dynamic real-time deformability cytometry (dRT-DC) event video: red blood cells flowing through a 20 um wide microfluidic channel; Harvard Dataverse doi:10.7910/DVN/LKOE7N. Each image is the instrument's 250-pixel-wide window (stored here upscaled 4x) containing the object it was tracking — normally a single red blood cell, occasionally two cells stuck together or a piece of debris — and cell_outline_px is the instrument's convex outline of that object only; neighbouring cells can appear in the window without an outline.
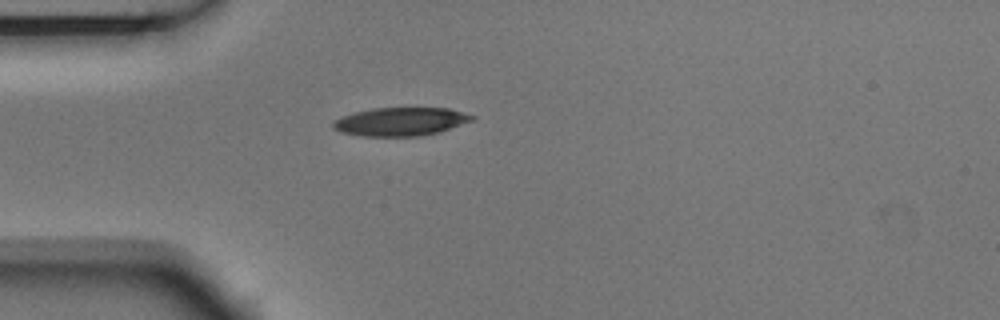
{"species": "Egyptian fruit bat (a non-hibernating species)", "species_latin": "Rousettus aegyptiacus", "temperature_condition": "room temperature", "stored_images_in_passage": 2, "camera_frame_rate_fps": 3000, "um_per_image_px": 0.085, "animal": {"sex": "male"}, "frame": {"image": 1, "passage_image": 1, "time_ms": 0.0, "image_size_px": [1000, 320], "cell_outline_px": [[476, 116], [472, 120], [440, 132], [416, 136], [360, 136], [340, 132], [332, 128], [332, 120], [356, 112], [376, 108], [448, 108]], "centroid_in_image_um": [34.02, 10.34], "position_along_channel_um": 51.0, "area_um2": 22.83}}